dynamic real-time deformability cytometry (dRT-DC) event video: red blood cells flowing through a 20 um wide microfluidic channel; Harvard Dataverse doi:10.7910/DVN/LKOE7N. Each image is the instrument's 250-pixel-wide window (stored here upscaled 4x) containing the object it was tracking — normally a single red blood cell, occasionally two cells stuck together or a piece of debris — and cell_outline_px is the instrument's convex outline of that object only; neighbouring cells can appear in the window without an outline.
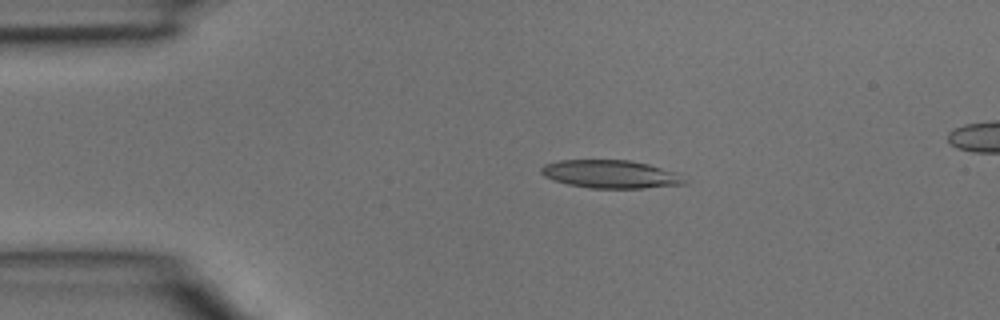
{"species": "common noctule bat (a hibernating species)", "species_latin": "Nyctalus noctula", "temperature_condition": "room temperature", "stored_images_in_passage": 4, "segment_of_instrument_passage": [1, 2], "camera_frame_rate_fps": 3000, "um_per_image_px": 0.085, "animal": {"sex": "male", "body_mass_g": 15.6}, "frame": {"image": 1, "passage_image": 2, "time_ms": 0.333, "image_size_px": [1000, 320], "cell_outline_px": [[688, 184], [644, 188], [588, 188], [568, 184], [544, 176], [540, 172], [540, 168], [544, 164], [560, 160], [628, 160], [648, 164], [676, 172], [688, 180]], "centroid_in_image_um": [51.93, 14.81], "position_along_channel_um": 33.1, "area_um2": 23.52}}